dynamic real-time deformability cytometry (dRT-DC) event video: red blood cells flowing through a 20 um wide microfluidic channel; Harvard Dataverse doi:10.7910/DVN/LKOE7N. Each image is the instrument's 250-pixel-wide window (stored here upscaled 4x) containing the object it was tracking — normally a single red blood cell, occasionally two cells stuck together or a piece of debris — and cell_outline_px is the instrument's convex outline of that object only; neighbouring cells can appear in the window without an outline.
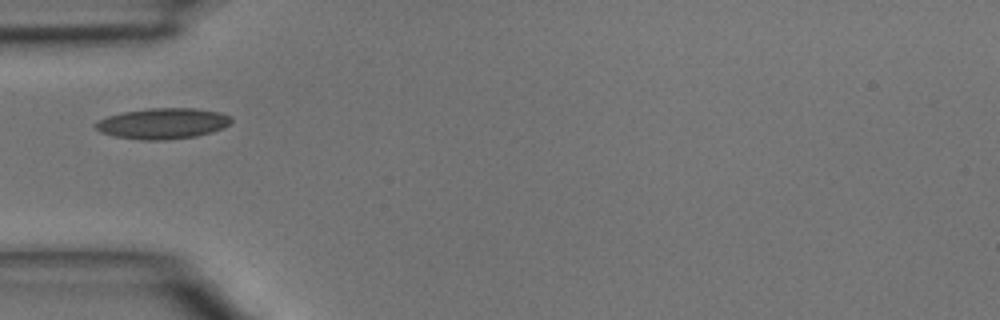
{"species": "common noctule bat (a hibernating species)", "species_latin": "Nyctalus noctula", "temperature_condition": "room temperature", "stored_images_in_passage": 32, "camera_frame_rate_fps": 3000, "um_per_image_px": 0.085, "animal": {"sex": "male", "body_mass_g": 15.6}, "frame": {"image": 1, "passage_image": 1, "time_ms": 0.0, "image_size_px": [1000, 320], "cell_outline_px": [[232, 124], [224, 128], [212, 132], [196, 136], [164, 140], [140, 140], [116, 136], [100, 132], [92, 124], [108, 116], [124, 112], [148, 108], [196, 108], [220, 112], [232, 116]], "centroid_in_image_um": [13.89, 10.49], "position_along_channel_um": 71.1, "area_um2": 24.51}}
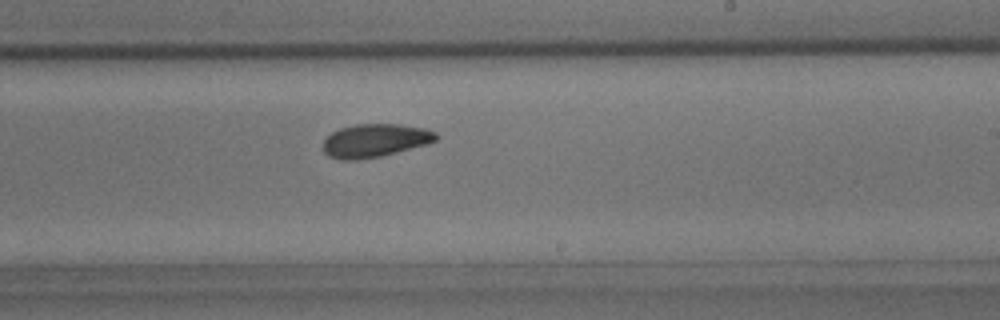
{"frame": {"image": 2, "passage_image": 14, "time_ms": 4.333, "image_size_px": [1000, 320], "cell_outline_px": [[440, 136], [436, 140], [428, 144], [380, 156], [356, 160], [340, 160], [328, 156], [324, 152], [324, 140], [332, 132], [340, 128], [356, 124], [400, 124], [424, 128], [436, 132]], "centroid_in_image_um": [31.89, 11.94], "position_along_channel_um": 257.1, "area_um2": 21.91}}
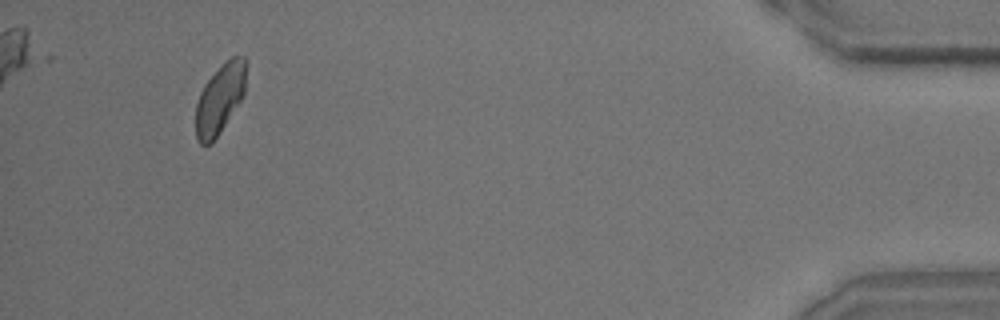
{"frame": {"image": 3, "passage_image": 30, "time_ms": 9.667, "image_size_px": [1000, 320], "cell_outline_px": [[248, 60], [244, 96], [212, 144], [200, 144], [196, 136], [196, 104], [200, 92], [204, 84], [232, 56], [244, 56]], "centroid_in_image_um": [18.72, 8.39], "position_along_channel_um": 416.5, "area_um2": 20.46}}